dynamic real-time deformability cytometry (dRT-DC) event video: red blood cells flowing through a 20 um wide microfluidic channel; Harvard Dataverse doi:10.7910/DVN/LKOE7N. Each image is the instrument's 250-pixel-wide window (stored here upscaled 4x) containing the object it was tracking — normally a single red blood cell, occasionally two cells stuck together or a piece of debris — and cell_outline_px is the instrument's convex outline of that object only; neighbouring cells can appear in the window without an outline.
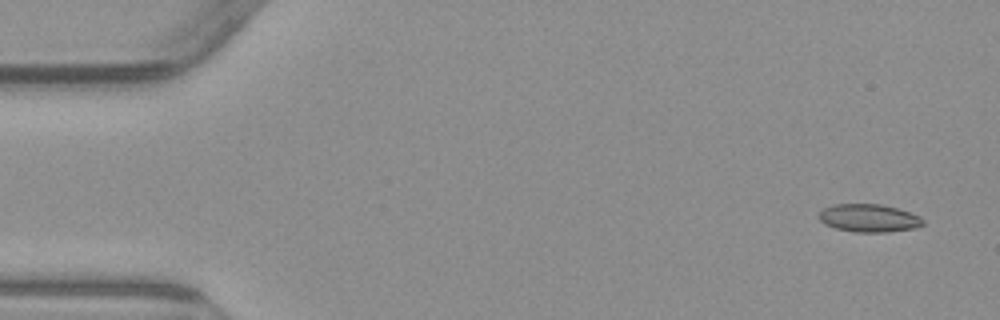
{"species": "common noctule bat (a hibernating species)", "species_latin": "Nyctalus noctula", "temperature_condition": "warm", "stored_images_in_passage": 5, "segment_of_instrument_passage": [2, 2], "camera_frame_rate_fps": 3000, "um_per_image_px": 0.085, "animal": {"sex": "male", "body_mass_g": 23.1, "forearm_length_mm": 52.7}, "frame": {"image": 1, "passage_image": 5, "time_ms": 5.667, "image_size_px": [1000, 320], "cell_outline_px": [[924, 224], [916, 228], [888, 232], [856, 232], [836, 228], [824, 224], [816, 216], [824, 208], [832, 204], [880, 204], [896, 208], [920, 216], [924, 220]], "centroid_in_image_um": [73.84, 18.54], "position_along_channel_um": 11.2, "area_um2": 16.99}}